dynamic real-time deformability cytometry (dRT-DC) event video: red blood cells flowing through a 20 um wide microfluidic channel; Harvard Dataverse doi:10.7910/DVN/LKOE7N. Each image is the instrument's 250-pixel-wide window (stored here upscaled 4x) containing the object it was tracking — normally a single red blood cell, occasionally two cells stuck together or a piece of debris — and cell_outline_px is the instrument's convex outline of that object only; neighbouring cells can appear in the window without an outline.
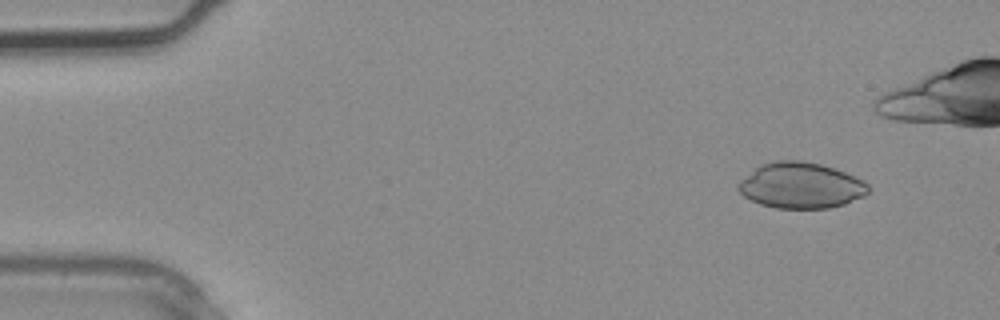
{"species": "common noctule bat (a hibernating species)", "species_latin": "Nyctalus noctula", "temperature_condition": "warm", "stored_images_in_passage": 3, "camera_frame_rate_fps": 3000, "um_per_image_px": 0.085, "animal": {"sex": "male", "body_mass_g": 20.4}, "frame": {"image": 1, "passage_image": 1, "time_ms": 0.0, "image_size_px": [1000, 320], "cell_outline_px": [[868, 192], [864, 196], [844, 204], [828, 208], [776, 208], [760, 204], [744, 196], [736, 188], [740, 180], [760, 164], [776, 160], [800, 160], [820, 164], [844, 172], [868, 184]], "centroid_in_image_um": [68.03, 15.76], "position_along_channel_um": 17.0, "area_um2": 34.45}}